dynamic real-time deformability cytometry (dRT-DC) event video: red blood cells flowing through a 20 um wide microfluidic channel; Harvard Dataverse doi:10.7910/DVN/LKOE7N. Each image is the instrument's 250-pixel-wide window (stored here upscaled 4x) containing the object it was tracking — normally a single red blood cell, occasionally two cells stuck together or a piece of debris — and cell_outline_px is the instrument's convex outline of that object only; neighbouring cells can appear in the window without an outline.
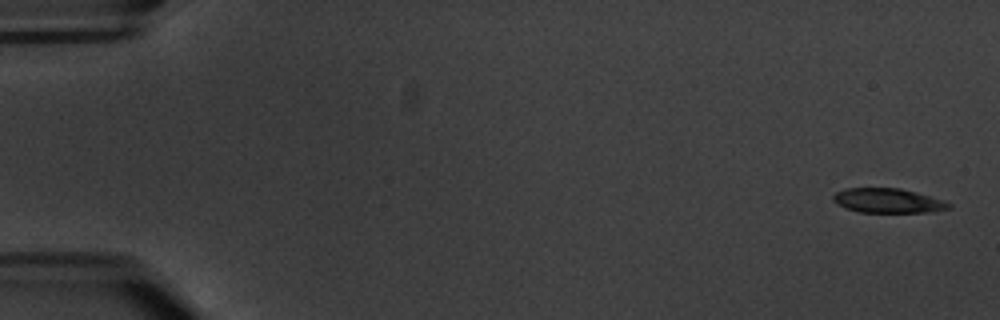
{"species": "common noctule bat (a hibernating species)", "species_latin": "Nyctalus noctula", "temperature_condition": "warm", "stored_images_in_passage": 6, "camera_frame_rate_fps": 3000, "um_per_image_px": 0.085, "animal": {"sex": "male", "body_mass_g": 20.1, "forearm_length_mm": 53.5}, "frame": {"image": 1, "passage_image": 1, "time_ms": 0.0, "image_size_px": [1000, 320], "cell_outline_px": [[952, 208], [932, 212], [860, 212], [848, 208], [832, 200], [832, 196], [836, 192], [844, 188], [900, 188], [916, 192], [952, 204]], "centroid_in_image_um": [75.48, 17.05], "position_along_channel_um": 9.5, "area_um2": 16.3}}
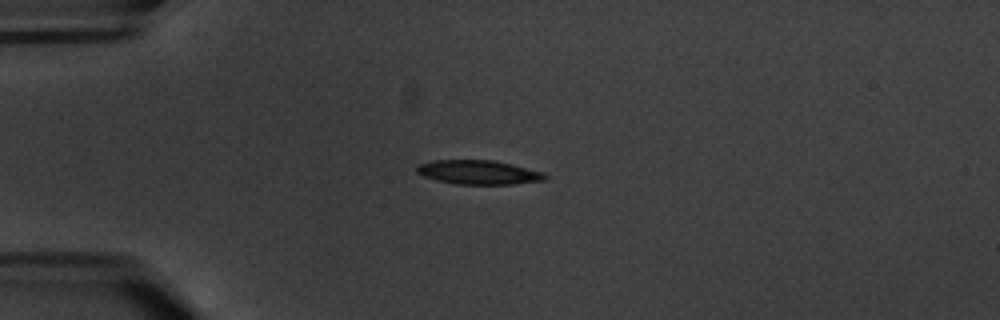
{"frame": {"image": 2, "passage_image": 5, "time_ms": 4.667, "image_size_px": [1000, 320], "cell_outline_px": [[548, 176], [544, 180], [512, 184], [456, 184], [436, 180], [424, 176], [416, 172], [416, 164], [432, 160], [492, 160], [512, 164], [544, 172]], "centroid_in_image_um": [40.65, 14.64], "position_along_channel_um": 44.4, "area_um2": 18.09}}